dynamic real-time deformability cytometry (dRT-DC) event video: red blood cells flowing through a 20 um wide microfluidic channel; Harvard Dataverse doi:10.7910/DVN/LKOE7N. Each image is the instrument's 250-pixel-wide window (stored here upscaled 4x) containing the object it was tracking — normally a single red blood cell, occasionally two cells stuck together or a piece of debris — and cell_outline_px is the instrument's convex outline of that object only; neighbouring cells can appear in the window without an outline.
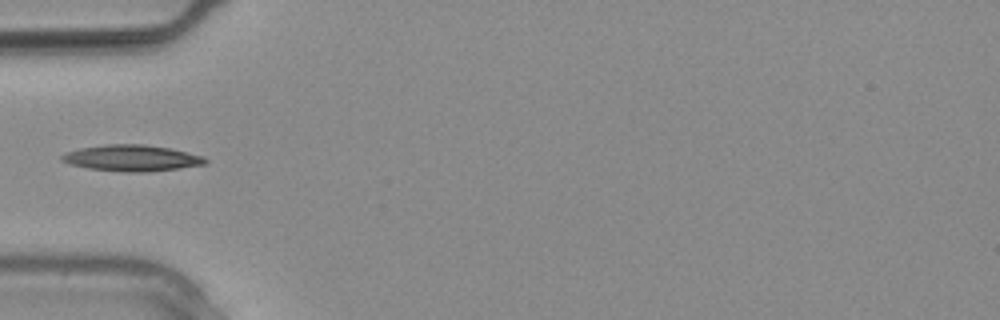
{"species": "common noctule bat (a hibernating species)", "species_latin": "Nyctalus noctula", "temperature_condition": "warm", "stored_images_in_passage": 10, "camera_frame_rate_fps": 3000, "um_per_image_px": 0.085, "animal": {"sex": "male", "body_mass_g": 20.4}, "frame": {"image": 1, "passage_image": 9, "time_ms": 2.667, "image_size_px": [1000, 320], "cell_outline_px": [[208, 164], [180, 168], [148, 172], [124, 172], [88, 168], [72, 164], [60, 160], [60, 156], [64, 152], [80, 148], [104, 144], [144, 144], [168, 148], [204, 156], [208, 160]], "centroid_in_image_um": [11.2, 13.43], "position_along_channel_um": 73.8, "area_um2": 22.02}}